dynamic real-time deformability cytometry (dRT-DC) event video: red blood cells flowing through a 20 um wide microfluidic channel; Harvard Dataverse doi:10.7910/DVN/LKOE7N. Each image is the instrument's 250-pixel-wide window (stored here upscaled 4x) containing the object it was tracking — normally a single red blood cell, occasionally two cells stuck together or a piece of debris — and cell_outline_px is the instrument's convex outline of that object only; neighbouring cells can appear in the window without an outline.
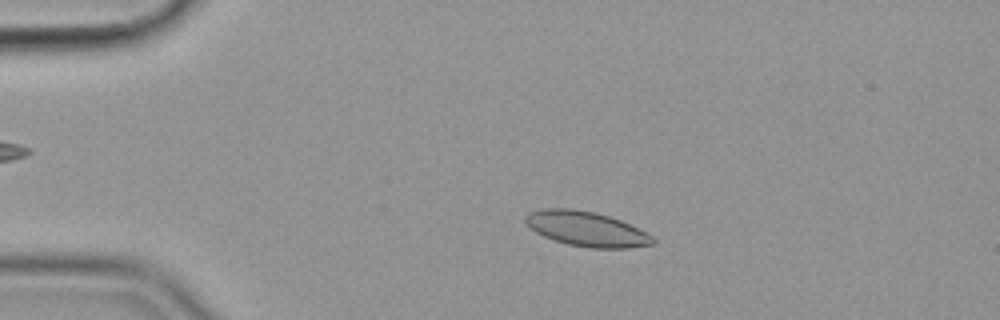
{"species": "common noctule bat (a hibernating species)", "species_latin": "Nyctalus noctula", "temperature_condition": "cold", "stored_images_in_passage": 58, "camera_frame_rate_fps": 3000, "um_per_image_px": 0.085, "animal": {"sex": "female", "body_mass_g": 19.9}, "frame": {"image": 1, "passage_image": 13, "time_ms": 4.0, "image_size_px": [1000, 320], "cell_outline_px": [[656, 240], [652, 244], [628, 248], [592, 248], [568, 244], [544, 236], [536, 232], [524, 224], [524, 216], [528, 212], [544, 208], [572, 208], [596, 212], [620, 220], [652, 236]], "centroid_in_image_um": [49.78, 19.44], "position_along_channel_um": 35.2, "area_um2": 25.72}}
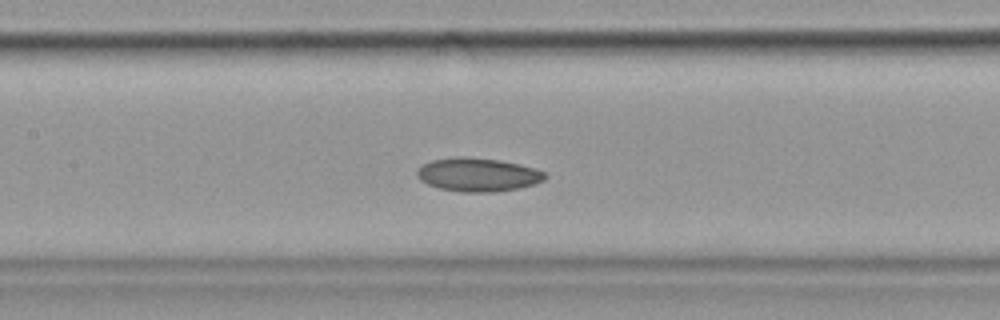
{"frame": {"image": 2, "passage_image": 28, "time_ms": 9.0, "image_size_px": [1000, 320], "cell_outline_px": [[548, 176], [544, 180], [532, 184], [516, 188], [496, 192], [464, 192], [440, 188], [428, 184], [420, 180], [416, 176], [416, 172], [424, 164], [432, 160], [460, 156], [464, 156], [500, 160], [536, 168], [544, 172]], "centroid_in_image_um": [40.62, 14.84], "position_along_channel_um": 166.8, "area_um2": 24.85}}
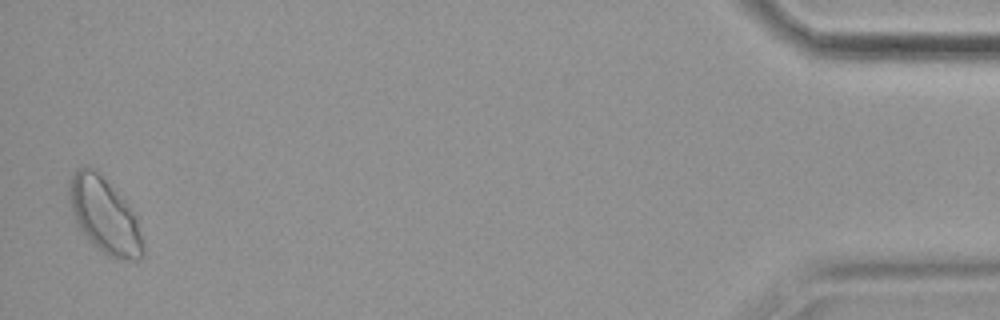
{"frame": {"image": 3, "passage_image": 57, "time_ms": 18.667, "image_size_px": [1000, 320], "cell_outline_px": [[144, 256], [140, 260], [116, 260], [104, 252], [76, 224], [68, 200], [68, 180], [76, 168], [92, 168], [116, 192], [132, 212], [136, 220], [144, 248]], "centroid_in_image_um": [8.85, 18.35], "position_along_channel_um": 426.3, "area_um2": 31.33}, "authors_computed_cell_mechanics": {"area_um2": 24.7962, "velocity_mm_per_s": 3.5376, "shape_relaxation_time_tau1_ms": 9.669, "shape_relaxation_time_tau2_ms": null, "deformation_change_tau1": 0.1127, "deformation_change_tau2": null}}